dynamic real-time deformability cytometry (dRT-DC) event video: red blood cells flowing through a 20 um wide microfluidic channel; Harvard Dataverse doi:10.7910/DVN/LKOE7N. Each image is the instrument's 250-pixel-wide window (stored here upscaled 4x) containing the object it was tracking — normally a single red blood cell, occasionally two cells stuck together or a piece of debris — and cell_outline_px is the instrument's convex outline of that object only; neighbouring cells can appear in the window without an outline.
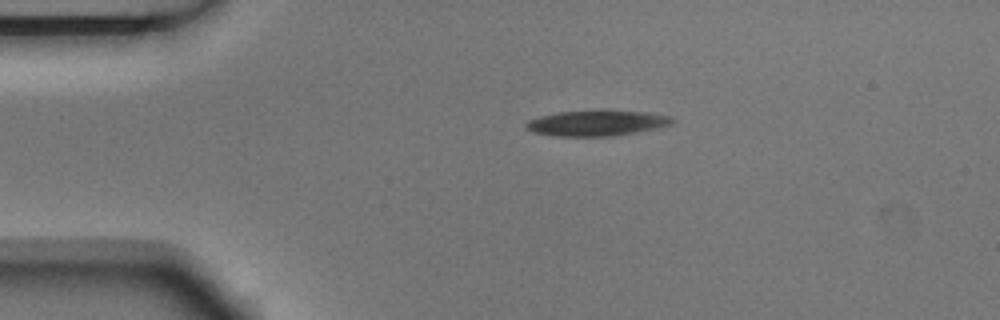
{"species": "Egyptian fruit bat (a non-hibernating species)", "species_latin": "Rousettus aegyptiacus", "temperature_condition": "room temperature", "stored_images_in_passage": 2, "camera_frame_rate_fps": 3000, "um_per_image_px": 0.085, "animal": {"sex": "male"}, "frame": {"image": 1, "passage_image": 1, "time_ms": 0.0, "image_size_px": [1000, 320], "cell_outline_px": [[676, 120], [672, 124], [656, 128], [636, 132], [612, 136], [556, 136], [532, 132], [524, 128], [524, 124], [528, 120], [540, 116], [560, 112], [600, 108], [604, 108], [648, 112], [672, 116]], "centroid_in_image_um": [50.74, 10.42], "position_along_channel_um": 34.3, "area_um2": 22.6}}